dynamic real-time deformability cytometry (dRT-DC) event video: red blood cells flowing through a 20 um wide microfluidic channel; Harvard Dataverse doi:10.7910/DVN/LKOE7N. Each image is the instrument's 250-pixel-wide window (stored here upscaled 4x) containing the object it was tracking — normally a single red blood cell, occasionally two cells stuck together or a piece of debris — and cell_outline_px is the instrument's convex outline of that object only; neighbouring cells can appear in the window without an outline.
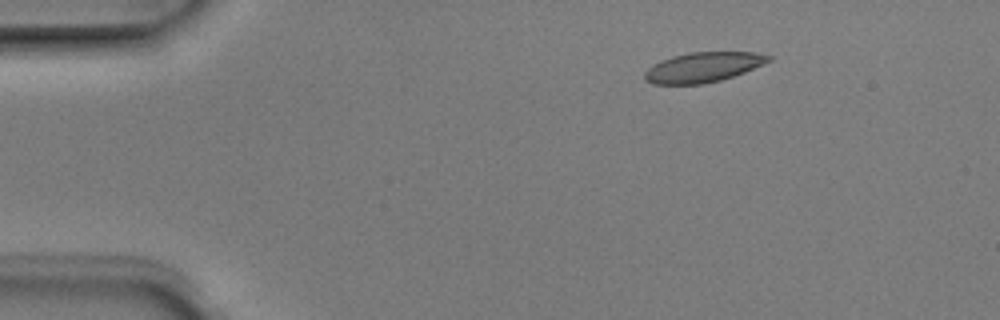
{"species": "Egyptian fruit bat (a non-hibernating species)", "species_latin": "Rousettus aegyptiacus", "temperature_condition": "room temperature", "stored_images_in_passage": 5, "camera_frame_rate_fps": 3000, "um_per_image_px": 0.085, "animal": {"sex": "male"}, "frame": {"image": 1, "passage_image": 2, "time_ms": 0.333, "image_size_px": [1000, 320], "cell_outline_px": [[772, 60], [744, 72], [720, 80], [704, 84], [652, 84], [644, 80], [644, 72], [652, 64], [660, 60], [672, 56], [688, 52], [752, 52], [772, 56]], "centroid_in_image_um": [59.71, 5.71], "position_along_channel_um": 25.3, "area_um2": 21.68}}
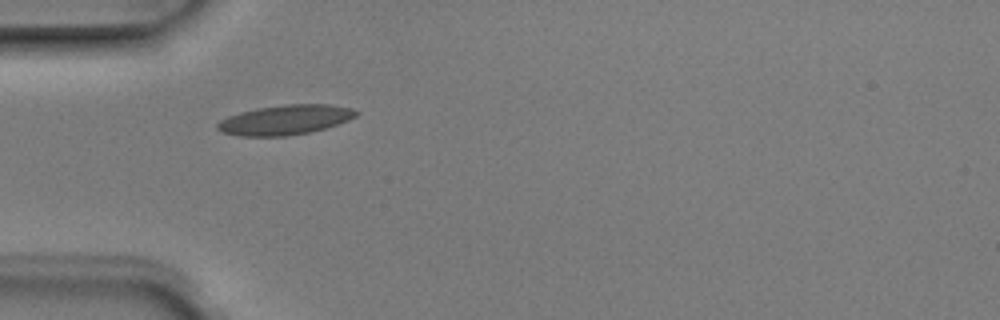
{"frame": {"image": 2, "passage_image": 4, "time_ms": 1.0, "image_size_px": [1000, 320], "cell_outline_px": [[360, 112], [356, 116], [348, 120], [324, 128], [308, 132], [288, 136], [240, 136], [220, 132], [216, 128], [216, 124], [220, 120], [228, 116], [240, 112], [256, 108], [284, 104], [328, 104], [352, 108]], "centroid_in_image_um": [24.2, 10.18], "position_along_channel_um": 60.8, "area_um2": 24.1}}
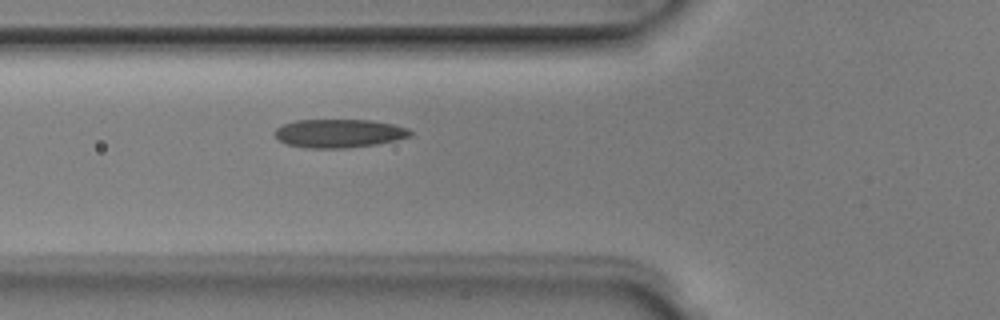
{"frame": {"image": 3, "passage_image": 5, "time_ms": 1.333, "image_size_px": [1000, 320], "cell_outline_px": [[412, 136], [396, 140], [376, 144], [344, 148], [308, 148], [288, 144], [280, 140], [276, 136], [276, 128], [284, 124], [296, 120], [372, 120], [392, 124], [408, 128], [412, 132]], "centroid_in_image_um": [28.85, 11.33], "position_along_channel_um": 96.9, "area_um2": 22.31}}